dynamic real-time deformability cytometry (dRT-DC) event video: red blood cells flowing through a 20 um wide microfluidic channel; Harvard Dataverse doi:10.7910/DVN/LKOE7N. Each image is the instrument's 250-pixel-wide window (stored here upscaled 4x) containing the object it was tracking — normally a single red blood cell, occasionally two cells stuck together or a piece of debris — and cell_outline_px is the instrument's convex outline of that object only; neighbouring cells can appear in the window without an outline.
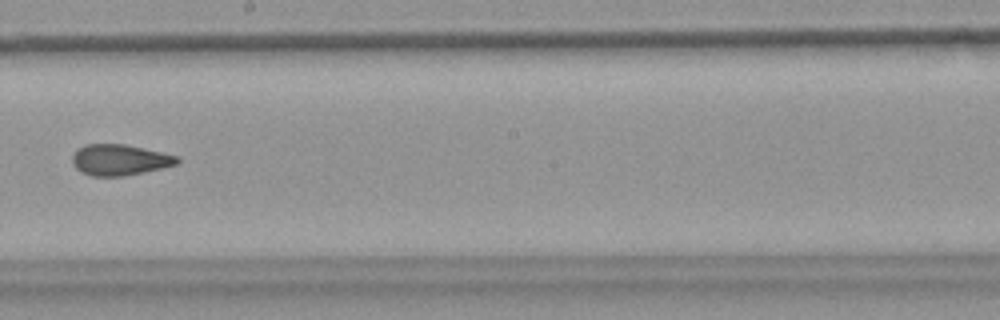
{"species": "common noctule bat (a hibernating species)", "species_latin": "Nyctalus noctula", "temperature_condition": "warm", "stored_images_in_passage": 9, "camera_frame_rate_fps": 3000, "um_per_image_px": 0.085, "animal": {"sex": "female", "body_mass_g": 18.4}, "frame": {"image": 1, "passage_image": 8, "time_ms": 2.333, "image_size_px": [1000, 320], "cell_outline_px": [[180, 160], [176, 164], [144, 172], [120, 176], [92, 176], [80, 172], [72, 164], [72, 156], [76, 148], [84, 144], [124, 144], [144, 148], [180, 156]], "centroid_in_image_um": [10.14, 13.58], "position_along_channel_um": 238.1, "area_um2": 19.02}}
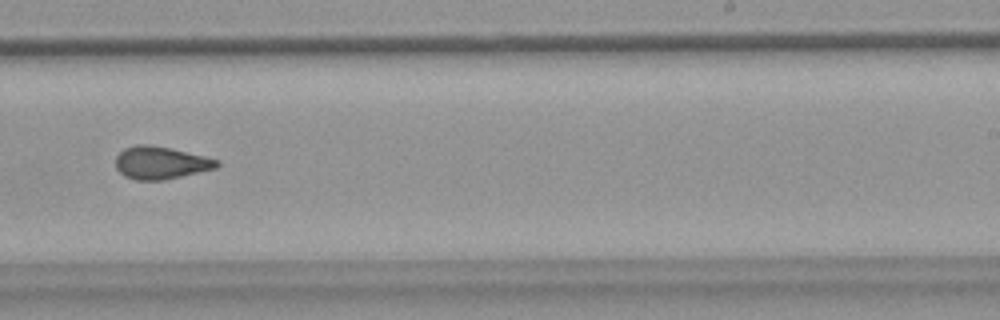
{"frame": {"image": 2, "passage_image": 9, "time_ms": 2.667, "image_size_px": [1000, 320], "cell_outline_px": [[220, 164], [216, 168], [164, 180], [136, 180], [124, 176], [116, 168], [116, 156], [124, 148], [136, 144], [148, 144], [172, 148], [220, 160]], "centroid_in_image_um": [13.65, 13.83], "position_along_channel_um": 275.3, "area_um2": 19.31}}